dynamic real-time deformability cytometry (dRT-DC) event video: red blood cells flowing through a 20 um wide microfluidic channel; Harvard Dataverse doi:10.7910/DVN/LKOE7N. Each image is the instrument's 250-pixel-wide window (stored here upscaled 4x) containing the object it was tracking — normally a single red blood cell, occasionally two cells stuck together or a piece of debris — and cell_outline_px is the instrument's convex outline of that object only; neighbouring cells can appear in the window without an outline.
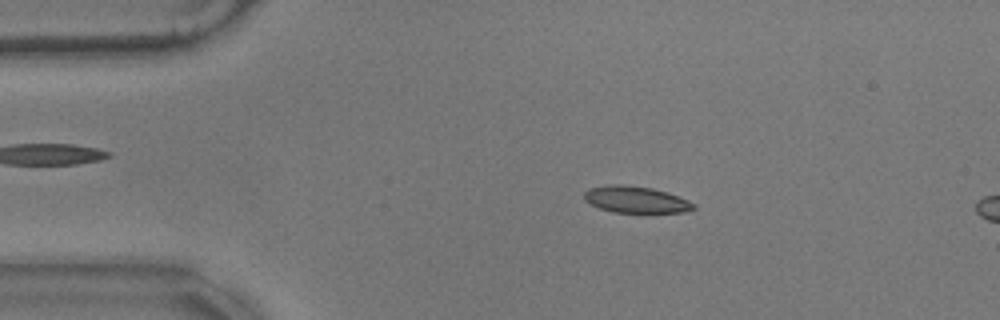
{"species": "common noctule bat (a hibernating species)", "species_latin": "Nyctalus noctula", "temperature_condition": "warm", "stored_images_in_passage": 12, "camera_frame_rate_fps": 3000, "um_per_image_px": 0.085, "animal": {"sex": "male", "body_mass_g": 17.9}, "frame": {"image": 1, "passage_image": 7, "time_ms": 2.0, "image_size_px": [1000, 320], "cell_outline_px": [[696, 208], [684, 212], [612, 212], [600, 208], [584, 200], [584, 192], [588, 188], [608, 184], [624, 184], [652, 188], [668, 192], [688, 200], [696, 204]], "centroid_in_image_um": [54.04, 16.95], "position_along_channel_um": 31.0, "area_um2": 17.05}}